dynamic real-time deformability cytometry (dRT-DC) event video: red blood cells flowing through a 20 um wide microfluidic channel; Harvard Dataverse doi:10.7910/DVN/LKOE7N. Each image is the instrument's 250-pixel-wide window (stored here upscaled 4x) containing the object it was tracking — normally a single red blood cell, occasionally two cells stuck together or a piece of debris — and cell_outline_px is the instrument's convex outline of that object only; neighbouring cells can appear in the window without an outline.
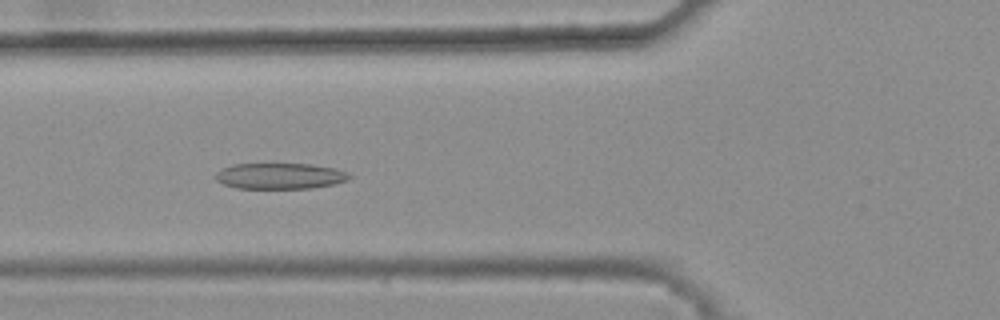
{"species": "common noctule bat (a hibernating species)", "species_latin": "Nyctalus noctula", "temperature_condition": "warm", "stored_images_in_passage": 44, "camera_frame_rate_fps": 3000, "um_per_image_px": 0.085, "animal": {"sex": "female", "body_mass_g": 25.1}, "frame": {"image": 1, "passage_image": 19, "time_ms": 6.0, "image_size_px": [1000, 320], "cell_outline_px": [[352, 176], [348, 180], [332, 184], [312, 188], [236, 188], [224, 184], [216, 180], [212, 176], [216, 172], [232, 164], [312, 164], [336, 168], [348, 172]], "centroid_in_image_um": [23.79, 14.95], "position_along_channel_um": 102.0, "area_um2": 20.29}}
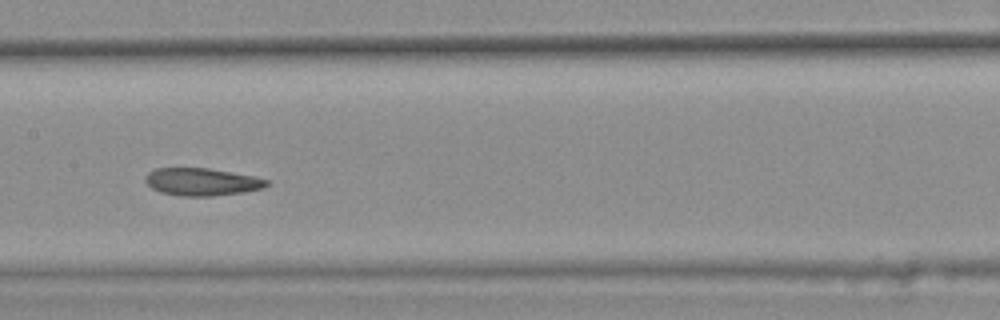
{"frame": {"image": 2, "passage_image": 26, "time_ms": 8.333, "image_size_px": [1000, 320], "cell_outline_px": [[268, 184], [264, 188], [244, 192], [212, 196], [180, 196], [160, 192], [152, 188], [144, 180], [144, 176], [148, 172], [156, 168], [208, 168], [256, 176], [268, 180]], "centroid_in_image_um": [17.15, 15.45], "position_along_channel_um": 190.2, "area_um2": 19.59}}
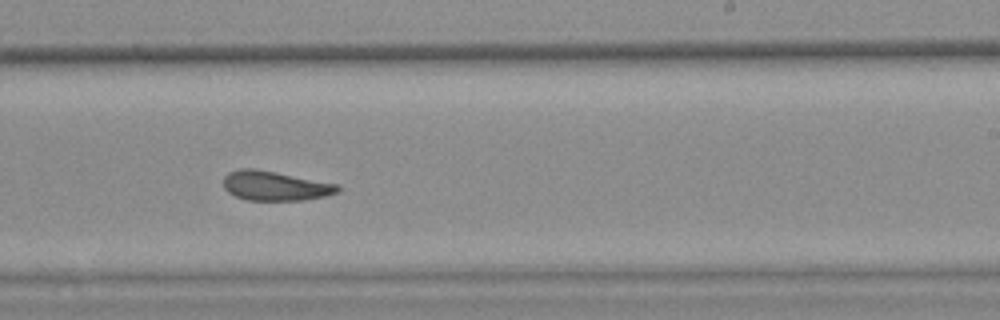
{"frame": {"image": 3, "passage_image": 32, "time_ms": 10.333, "image_size_px": [1000, 320], "cell_outline_px": [[340, 192], [324, 196], [304, 200], [248, 200], [236, 196], [228, 192], [224, 188], [224, 176], [228, 172], [240, 168], [256, 168], [340, 184]], "centroid_in_image_um": [23.41, 15.78], "position_along_channel_um": 265.6, "area_um2": 19.83}, "authors_computed_cell_mechanics": {"area_um2": 20.4901, "velocity_mm_per_s": 3.7759, "shape_relaxation_time_tau1_ms": null, "shape_relaxation_time_tau2_ms": 3.0868, "deformation_change_tau1": null, "deformation_change_tau2": 0.1025}}